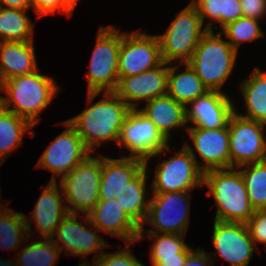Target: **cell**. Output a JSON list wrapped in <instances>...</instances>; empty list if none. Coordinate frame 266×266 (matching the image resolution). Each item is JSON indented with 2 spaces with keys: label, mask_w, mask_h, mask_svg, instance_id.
<instances>
[{
  "label": "cell",
  "mask_w": 266,
  "mask_h": 266,
  "mask_svg": "<svg viewBox=\"0 0 266 266\" xmlns=\"http://www.w3.org/2000/svg\"><path fill=\"white\" fill-rule=\"evenodd\" d=\"M101 100L93 103L102 94ZM87 107L80 114L66 120L93 154L97 147L109 141L117 145L121 127L131 108L113 91L87 92Z\"/></svg>",
  "instance_id": "cell-1"
},
{
  "label": "cell",
  "mask_w": 266,
  "mask_h": 266,
  "mask_svg": "<svg viewBox=\"0 0 266 266\" xmlns=\"http://www.w3.org/2000/svg\"><path fill=\"white\" fill-rule=\"evenodd\" d=\"M204 186L208 187L206 195L215 200L217 210L214 220L246 224L255 212L238 168L204 172Z\"/></svg>",
  "instance_id": "cell-2"
},
{
  "label": "cell",
  "mask_w": 266,
  "mask_h": 266,
  "mask_svg": "<svg viewBox=\"0 0 266 266\" xmlns=\"http://www.w3.org/2000/svg\"><path fill=\"white\" fill-rule=\"evenodd\" d=\"M53 78L36 70L6 80L3 89L7 94L4 95L6 110L28 120L35 127L41 112L53 103L54 97L61 90Z\"/></svg>",
  "instance_id": "cell-3"
},
{
  "label": "cell",
  "mask_w": 266,
  "mask_h": 266,
  "mask_svg": "<svg viewBox=\"0 0 266 266\" xmlns=\"http://www.w3.org/2000/svg\"><path fill=\"white\" fill-rule=\"evenodd\" d=\"M238 51L218 31L208 30L187 62L208 91H222V86L236 67Z\"/></svg>",
  "instance_id": "cell-4"
},
{
  "label": "cell",
  "mask_w": 266,
  "mask_h": 266,
  "mask_svg": "<svg viewBox=\"0 0 266 266\" xmlns=\"http://www.w3.org/2000/svg\"><path fill=\"white\" fill-rule=\"evenodd\" d=\"M207 31L196 8L189 3L176 14L164 33L157 34L162 61L187 63Z\"/></svg>",
  "instance_id": "cell-5"
},
{
  "label": "cell",
  "mask_w": 266,
  "mask_h": 266,
  "mask_svg": "<svg viewBox=\"0 0 266 266\" xmlns=\"http://www.w3.org/2000/svg\"><path fill=\"white\" fill-rule=\"evenodd\" d=\"M170 143L139 109H131L121 127L117 147L120 151L128 150L121 157H136L149 165L154 157L164 158L170 152Z\"/></svg>",
  "instance_id": "cell-6"
},
{
  "label": "cell",
  "mask_w": 266,
  "mask_h": 266,
  "mask_svg": "<svg viewBox=\"0 0 266 266\" xmlns=\"http://www.w3.org/2000/svg\"><path fill=\"white\" fill-rule=\"evenodd\" d=\"M88 63L87 92L114 91L117 87L118 59L122 33L113 25L101 26Z\"/></svg>",
  "instance_id": "cell-7"
},
{
  "label": "cell",
  "mask_w": 266,
  "mask_h": 266,
  "mask_svg": "<svg viewBox=\"0 0 266 266\" xmlns=\"http://www.w3.org/2000/svg\"><path fill=\"white\" fill-rule=\"evenodd\" d=\"M79 216L80 214L68 213L56 227L51 240L60 248L61 253L64 251L66 255L82 256L83 261L81 260L79 265L87 266L91 264L88 255L94 254V261L105 252L104 249L112 245L98 235L101 232L90 222L87 215L84 214L81 218Z\"/></svg>",
  "instance_id": "cell-8"
},
{
  "label": "cell",
  "mask_w": 266,
  "mask_h": 266,
  "mask_svg": "<svg viewBox=\"0 0 266 266\" xmlns=\"http://www.w3.org/2000/svg\"><path fill=\"white\" fill-rule=\"evenodd\" d=\"M101 182V154L89 155L59 184L69 213L87 215L99 201ZM83 213V214H82Z\"/></svg>",
  "instance_id": "cell-9"
},
{
  "label": "cell",
  "mask_w": 266,
  "mask_h": 266,
  "mask_svg": "<svg viewBox=\"0 0 266 266\" xmlns=\"http://www.w3.org/2000/svg\"><path fill=\"white\" fill-rule=\"evenodd\" d=\"M191 191L152 193L148 214L140 229L149 224L146 233L186 235L190 222Z\"/></svg>",
  "instance_id": "cell-10"
},
{
  "label": "cell",
  "mask_w": 266,
  "mask_h": 266,
  "mask_svg": "<svg viewBox=\"0 0 266 266\" xmlns=\"http://www.w3.org/2000/svg\"><path fill=\"white\" fill-rule=\"evenodd\" d=\"M230 168L266 160V125L234 112L229 121Z\"/></svg>",
  "instance_id": "cell-11"
},
{
  "label": "cell",
  "mask_w": 266,
  "mask_h": 266,
  "mask_svg": "<svg viewBox=\"0 0 266 266\" xmlns=\"http://www.w3.org/2000/svg\"><path fill=\"white\" fill-rule=\"evenodd\" d=\"M170 158L158 161L151 193H167L174 191H193L203 188L204 172L198 167L196 160L184 147Z\"/></svg>",
  "instance_id": "cell-12"
},
{
  "label": "cell",
  "mask_w": 266,
  "mask_h": 266,
  "mask_svg": "<svg viewBox=\"0 0 266 266\" xmlns=\"http://www.w3.org/2000/svg\"><path fill=\"white\" fill-rule=\"evenodd\" d=\"M141 30L122 33L118 59L119 77L140 74L163 62L157 34H148Z\"/></svg>",
  "instance_id": "cell-13"
},
{
  "label": "cell",
  "mask_w": 266,
  "mask_h": 266,
  "mask_svg": "<svg viewBox=\"0 0 266 266\" xmlns=\"http://www.w3.org/2000/svg\"><path fill=\"white\" fill-rule=\"evenodd\" d=\"M61 125L67 128L46 146L35 167L52 172L50 181L57 182L70 173L79 163L92 153L85 147L76 130L65 120Z\"/></svg>",
  "instance_id": "cell-14"
},
{
  "label": "cell",
  "mask_w": 266,
  "mask_h": 266,
  "mask_svg": "<svg viewBox=\"0 0 266 266\" xmlns=\"http://www.w3.org/2000/svg\"><path fill=\"white\" fill-rule=\"evenodd\" d=\"M211 241L214 252H208L215 265V259H223L231 266H249L256 246L244 223L214 220Z\"/></svg>",
  "instance_id": "cell-15"
},
{
  "label": "cell",
  "mask_w": 266,
  "mask_h": 266,
  "mask_svg": "<svg viewBox=\"0 0 266 266\" xmlns=\"http://www.w3.org/2000/svg\"><path fill=\"white\" fill-rule=\"evenodd\" d=\"M185 131L193 144L185 141L183 146L191 153L203 172L230 168L228 125L217 129L187 127Z\"/></svg>",
  "instance_id": "cell-16"
},
{
  "label": "cell",
  "mask_w": 266,
  "mask_h": 266,
  "mask_svg": "<svg viewBox=\"0 0 266 266\" xmlns=\"http://www.w3.org/2000/svg\"><path fill=\"white\" fill-rule=\"evenodd\" d=\"M43 188L44 190L39 195L30 213L31 216H25L28 236L30 238H33L35 234L32 231L34 230L32 228L33 221L35 230L39 232L41 239H51L54 236L56 227L69 213L63 196V190L58 182L49 181Z\"/></svg>",
  "instance_id": "cell-17"
},
{
  "label": "cell",
  "mask_w": 266,
  "mask_h": 266,
  "mask_svg": "<svg viewBox=\"0 0 266 266\" xmlns=\"http://www.w3.org/2000/svg\"><path fill=\"white\" fill-rule=\"evenodd\" d=\"M168 63L130 77H119L113 91L131 109H139L141 102L167 95ZM140 102V103H139Z\"/></svg>",
  "instance_id": "cell-18"
},
{
  "label": "cell",
  "mask_w": 266,
  "mask_h": 266,
  "mask_svg": "<svg viewBox=\"0 0 266 266\" xmlns=\"http://www.w3.org/2000/svg\"><path fill=\"white\" fill-rule=\"evenodd\" d=\"M227 92L207 91L185 106L188 127L217 129L226 127L235 104Z\"/></svg>",
  "instance_id": "cell-19"
},
{
  "label": "cell",
  "mask_w": 266,
  "mask_h": 266,
  "mask_svg": "<svg viewBox=\"0 0 266 266\" xmlns=\"http://www.w3.org/2000/svg\"><path fill=\"white\" fill-rule=\"evenodd\" d=\"M87 216L100 232L119 237L124 243L138 241L140 227L127 215L116 198L99 200Z\"/></svg>",
  "instance_id": "cell-20"
},
{
  "label": "cell",
  "mask_w": 266,
  "mask_h": 266,
  "mask_svg": "<svg viewBox=\"0 0 266 266\" xmlns=\"http://www.w3.org/2000/svg\"><path fill=\"white\" fill-rule=\"evenodd\" d=\"M145 161L136 157L111 158L101 154L99 200L115 199L143 168Z\"/></svg>",
  "instance_id": "cell-21"
},
{
  "label": "cell",
  "mask_w": 266,
  "mask_h": 266,
  "mask_svg": "<svg viewBox=\"0 0 266 266\" xmlns=\"http://www.w3.org/2000/svg\"><path fill=\"white\" fill-rule=\"evenodd\" d=\"M143 108H139L156 128L170 142L172 132L183 127L187 129L185 105L177 102L169 95L155 97L144 103Z\"/></svg>",
  "instance_id": "cell-22"
},
{
  "label": "cell",
  "mask_w": 266,
  "mask_h": 266,
  "mask_svg": "<svg viewBox=\"0 0 266 266\" xmlns=\"http://www.w3.org/2000/svg\"><path fill=\"white\" fill-rule=\"evenodd\" d=\"M37 64L34 41L0 42V71L5 81L35 72Z\"/></svg>",
  "instance_id": "cell-23"
},
{
  "label": "cell",
  "mask_w": 266,
  "mask_h": 266,
  "mask_svg": "<svg viewBox=\"0 0 266 266\" xmlns=\"http://www.w3.org/2000/svg\"><path fill=\"white\" fill-rule=\"evenodd\" d=\"M151 172L148 165H145L132 180L126 183V187L116 198L123 210L139 227L148 214L151 198L146 196H151V192L147 191V180L151 177L149 176Z\"/></svg>",
  "instance_id": "cell-24"
},
{
  "label": "cell",
  "mask_w": 266,
  "mask_h": 266,
  "mask_svg": "<svg viewBox=\"0 0 266 266\" xmlns=\"http://www.w3.org/2000/svg\"><path fill=\"white\" fill-rule=\"evenodd\" d=\"M180 66H185L184 70L179 71ZM207 91L208 89L188 63H177V65L168 63L167 95L186 106Z\"/></svg>",
  "instance_id": "cell-25"
},
{
  "label": "cell",
  "mask_w": 266,
  "mask_h": 266,
  "mask_svg": "<svg viewBox=\"0 0 266 266\" xmlns=\"http://www.w3.org/2000/svg\"><path fill=\"white\" fill-rule=\"evenodd\" d=\"M250 77L243 78L239 90L244 98L246 114L235 112L246 119L266 125V73L259 67H254Z\"/></svg>",
  "instance_id": "cell-26"
},
{
  "label": "cell",
  "mask_w": 266,
  "mask_h": 266,
  "mask_svg": "<svg viewBox=\"0 0 266 266\" xmlns=\"http://www.w3.org/2000/svg\"><path fill=\"white\" fill-rule=\"evenodd\" d=\"M35 127L26 119L11 111L4 110L0 114V167L10 154L23 144V136L27 133L35 136Z\"/></svg>",
  "instance_id": "cell-27"
},
{
  "label": "cell",
  "mask_w": 266,
  "mask_h": 266,
  "mask_svg": "<svg viewBox=\"0 0 266 266\" xmlns=\"http://www.w3.org/2000/svg\"><path fill=\"white\" fill-rule=\"evenodd\" d=\"M28 10L0 7V42L34 41V23Z\"/></svg>",
  "instance_id": "cell-28"
},
{
  "label": "cell",
  "mask_w": 266,
  "mask_h": 266,
  "mask_svg": "<svg viewBox=\"0 0 266 266\" xmlns=\"http://www.w3.org/2000/svg\"><path fill=\"white\" fill-rule=\"evenodd\" d=\"M28 236L25 215L8 206L0 213V248L3 250L18 251L21 246L30 241Z\"/></svg>",
  "instance_id": "cell-29"
},
{
  "label": "cell",
  "mask_w": 266,
  "mask_h": 266,
  "mask_svg": "<svg viewBox=\"0 0 266 266\" xmlns=\"http://www.w3.org/2000/svg\"><path fill=\"white\" fill-rule=\"evenodd\" d=\"M16 252L18 266H55L60 263V248L51 239L32 241L27 246Z\"/></svg>",
  "instance_id": "cell-30"
},
{
  "label": "cell",
  "mask_w": 266,
  "mask_h": 266,
  "mask_svg": "<svg viewBox=\"0 0 266 266\" xmlns=\"http://www.w3.org/2000/svg\"><path fill=\"white\" fill-rule=\"evenodd\" d=\"M145 229H140L138 241L154 239L150 246L149 256L150 261H162L163 259L179 258L190 244L185 243V235L170 234V233H146Z\"/></svg>",
  "instance_id": "cell-31"
},
{
  "label": "cell",
  "mask_w": 266,
  "mask_h": 266,
  "mask_svg": "<svg viewBox=\"0 0 266 266\" xmlns=\"http://www.w3.org/2000/svg\"><path fill=\"white\" fill-rule=\"evenodd\" d=\"M254 210L266 209V160L238 167Z\"/></svg>",
  "instance_id": "cell-32"
},
{
  "label": "cell",
  "mask_w": 266,
  "mask_h": 266,
  "mask_svg": "<svg viewBox=\"0 0 266 266\" xmlns=\"http://www.w3.org/2000/svg\"><path fill=\"white\" fill-rule=\"evenodd\" d=\"M260 23V20L242 16L235 22L228 24L220 32L224 35L227 42L235 50L239 51L242 44L256 41L266 35Z\"/></svg>",
  "instance_id": "cell-33"
},
{
  "label": "cell",
  "mask_w": 266,
  "mask_h": 266,
  "mask_svg": "<svg viewBox=\"0 0 266 266\" xmlns=\"http://www.w3.org/2000/svg\"><path fill=\"white\" fill-rule=\"evenodd\" d=\"M137 242L123 243L125 247L116 252L105 251L88 266H146L130 250V246L136 245Z\"/></svg>",
  "instance_id": "cell-34"
},
{
  "label": "cell",
  "mask_w": 266,
  "mask_h": 266,
  "mask_svg": "<svg viewBox=\"0 0 266 266\" xmlns=\"http://www.w3.org/2000/svg\"><path fill=\"white\" fill-rule=\"evenodd\" d=\"M197 10L204 26L211 31H221V12L223 6V0H191L190 2ZM209 19L207 24L205 21ZM215 26L213 27V25ZM219 24L220 29L217 25Z\"/></svg>",
  "instance_id": "cell-35"
},
{
  "label": "cell",
  "mask_w": 266,
  "mask_h": 266,
  "mask_svg": "<svg viewBox=\"0 0 266 266\" xmlns=\"http://www.w3.org/2000/svg\"><path fill=\"white\" fill-rule=\"evenodd\" d=\"M246 225L255 246L264 244L266 249V209L255 210Z\"/></svg>",
  "instance_id": "cell-36"
},
{
  "label": "cell",
  "mask_w": 266,
  "mask_h": 266,
  "mask_svg": "<svg viewBox=\"0 0 266 266\" xmlns=\"http://www.w3.org/2000/svg\"><path fill=\"white\" fill-rule=\"evenodd\" d=\"M31 8L38 17L52 15L56 12L66 14L71 17L73 14L61 3L60 0H30Z\"/></svg>",
  "instance_id": "cell-37"
},
{
  "label": "cell",
  "mask_w": 266,
  "mask_h": 266,
  "mask_svg": "<svg viewBox=\"0 0 266 266\" xmlns=\"http://www.w3.org/2000/svg\"><path fill=\"white\" fill-rule=\"evenodd\" d=\"M244 17L263 20L266 17V0H240Z\"/></svg>",
  "instance_id": "cell-38"
},
{
  "label": "cell",
  "mask_w": 266,
  "mask_h": 266,
  "mask_svg": "<svg viewBox=\"0 0 266 266\" xmlns=\"http://www.w3.org/2000/svg\"><path fill=\"white\" fill-rule=\"evenodd\" d=\"M243 16L240 0H223L221 30Z\"/></svg>",
  "instance_id": "cell-39"
},
{
  "label": "cell",
  "mask_w": 266,
  "mask_h": 266,
  "mask_svg": "<svg viewBox=\"0 0 266 266\" xmlns=\"http://www.w3.org/2000/svg\"><path fill=\"white\" fill-rule=\"evenodd\" d=\"M183 266H214V263L207 251L199 246L187 256Z\"/></svg>",
  "instance_id": "cell-40"
},
{
  "label": "cell",
  "mask_w": 266,
  "mask_h": 266,
  "mask_svg": "<svg viewBox=\"0 0 266 266\" xmlns=\"http://www.w3.org/2000/svg\"><path fill=\"white\" fill-rule=\"evenodd\" d=\"M194 250V246H188L179 258L163 259L162 261H150L151 266H183L187 256ZM148 266V265H147Z\"/></svg>",
  "instance_id": "cell-41"
},
{
  "label": "cell",
  "mask_w": 266,
  "mask_h": 266,
  "mask_svg": "<svg viewBox=\"0 0 266 266\" xmlns=\"http://www.w3.org/2000/svg\"><path fill=\"white\" fill-rule=\"evenodd\" d=\"M0 7L29 10L31 8L30 0H0Z\"/></svg>",
  "instance_id": "cell-42"
},
{
  "label": "cell",
  "mask_w": 266,
  "mask_h": 266,
  "mask_svg": "<svg viewBox=\"0 0 266 266\" xmlns=\"http://www.w3.org/2000/svg\"><path fill=\"white\" fill-rule=\"evenodd\" d=\"M60 1L72 14H74L75 8L79 0H60Z\"/></svg>",
  "instance_id": "cell-43"
},
{
  "label": "cell",
  "mask_w": 266,
  "mask_h": 266,
  "mask_svg": "<svg viewBox=\"0 0 266 266\" xmlns=\"http://www.w3.org/2000/svg\"><path fill=\"white\" fill-rule=\"evenodd\" d=\"M0 266H18V265H17L16 260L13 258L11 260L10 259L7 260V259L0 257Z\"/></svg>",
  "instance_id": "cell-44"
},
{
  "label": "cell",
  "mask_w": 266,
  "mask_h": 266,
  "mask_svg": "<svg viewBox=\"0 0 266 266\" xmlns=\"http://www.w3.org/2000/svg\"><path fill=\"white\" fill-rule=\"evenodd\" d=\"M5 96L0 94V114L5 110Z\"/></svg>",
  "instance_id": "cell-45"
},
{
  "label": "cell",
  "mask_w": 266,
  "mask_h": 266,
  "mask_svg": "<svg viewBox=\"0 0 266 266\" xmlns=\"http://www.w3.org/2000/svg\"><path fill=\"white\" fill-rule=\"evenodd\" d=\"M0 192H1V190H0ZM1 194V193H0ZM2 197L0 196V199H1ZM2 200H0V213H2L3 212V210L7 207V206H9V202H8V200H6V204L4 205L3 204V202H1Z\"/></svg>",
  "instance_id": "cell-46"
},
{
  "label": "cell",
  "mask_w": 266,
  "mask_h": 266,
  "mask_svg": "<svg viewBox=\"0 0 266 266\" xmlns=\"http://www.w3.org/2000/svg\"><path fill=\"white\" fill-rule=\"evenodd\" d=\"M4 83L5 80L2 77L1 71H0V91L3 93V89H4Z\"/></svg>",
  "instance_id": "cell-47"
}]
</instances>
